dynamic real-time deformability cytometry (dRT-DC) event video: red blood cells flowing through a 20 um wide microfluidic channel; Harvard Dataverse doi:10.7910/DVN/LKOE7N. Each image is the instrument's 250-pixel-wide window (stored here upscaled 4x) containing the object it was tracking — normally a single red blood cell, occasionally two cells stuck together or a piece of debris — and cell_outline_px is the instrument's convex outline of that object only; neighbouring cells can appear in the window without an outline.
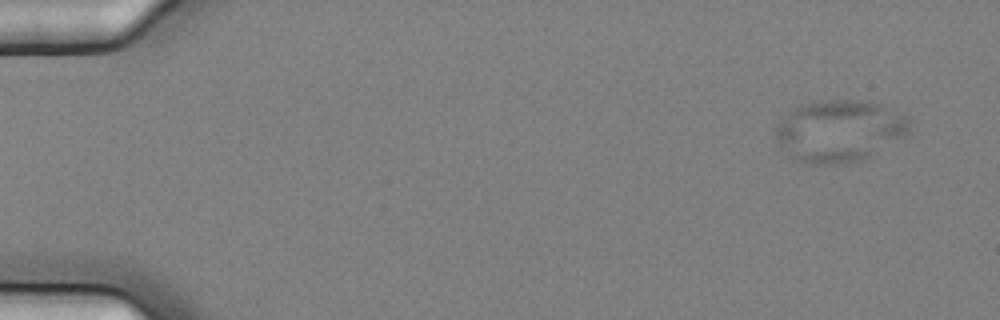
{"species": "common noctule bat (a hibernating species)", "species_latin": "Nyctalus noctula", "temperature_condition": "cold", "stored_images_in_passage": 6, "camera_frame_rate_fps": 3000, "um_per_image_px": 0.085, "animal": {"sex": "female", "body_mass_g": 25.1}, "frame": {"image": 1, "passage_image": 1, "time_ms": 0.0, "image_size_px": [1000, 320], "cell_outline_px": [[912, 132], [872, 156], [864, 160], [848, 164], [808, 164], [792, 160], [776, 144], [776, 124], [792, 108], [800, 104], [816, 100], [868, 100], [880, 104], [908, 116], [912, 120]], "centroid_in_image_um": [71.36, 11.14], "position_along_channel_um": 13.6, "area_um2": 49.77}}
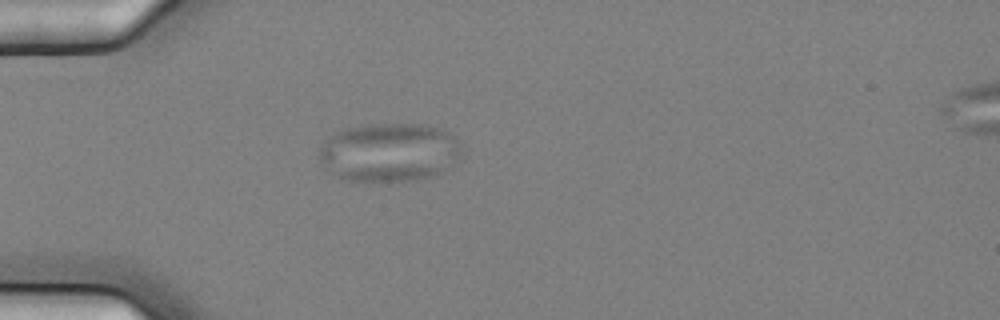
{"frame": {"image": 2, "passage_image": 5, "time_ms": 1.333, "image_size_px": [1000, 320], "cell_outline_px": [[460, 156], [444, 172], [432, 176], [416, 180], [348, 180], [328, 172], [320, 164], [316, 148], [324, 140], [336, 132], [344, 128], [368, 124], [420, 124], [444, 128], [460, 140]], "centroid_in_image_um": [33.06, 12.92], "position_along_channel_um": 51.9, "area_um2": 49.3}}